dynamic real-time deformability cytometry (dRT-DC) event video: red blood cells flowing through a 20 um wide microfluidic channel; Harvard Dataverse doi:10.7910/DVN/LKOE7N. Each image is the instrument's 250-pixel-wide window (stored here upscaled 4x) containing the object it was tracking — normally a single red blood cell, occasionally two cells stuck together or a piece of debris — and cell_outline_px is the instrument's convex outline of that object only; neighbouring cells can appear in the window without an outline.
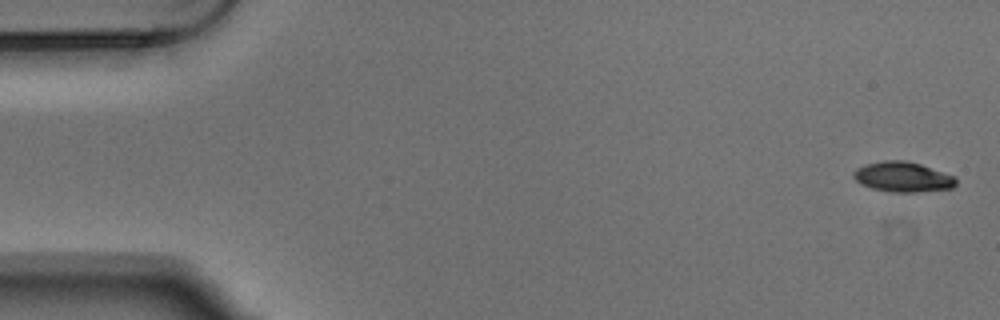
{"species": "Egyptian fruit bat (a non-hibernating species)", "species_latin": "Rousettus aegyptiacus", "temperature_condition": "warm", "stored_images_in_passage": 6, "camera_frame_rate_fps": 3000, "um_per_image_px": 0.085, "animal": {"sex": "male"}, "frame": {"image": 1, "passage_image": 1, "time_ms": 0.0, "image_size_px": [1000, 320], "cell_outline_px": [[956, 184], [952, 188], [916, 192], [896, 192], [872, 188], [860, 184], [852, 176], [852, 172], [856, 168], [864, 164], [884, 160], [904, 160], [920, 164], [956, 176]], "centroid_in_image_um": [76.72, 15.03], "position_along_channel_um": 8.3, "area_um2": 18.03}}
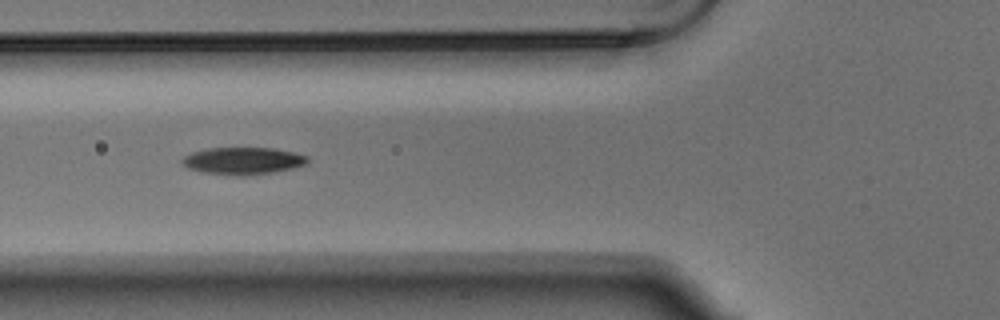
{"frame": {"image": 2, "passage_image": 6, "time_ms": 1.667, "image_size_px": [1000, 320], "cell_outline_px": [[308, 160], [304, 164], [296, 168], [248, 176], [236, 176], [200, 172], [188, 168], [180, 164], [180, 160], [184, 156], [192, 152], [208, 148], [276, 148], [308, 156]], "centroid_in_image_um": [20.61, 13.68], "position_along_channel_um": 105.2, "area_um2": 20.11}}